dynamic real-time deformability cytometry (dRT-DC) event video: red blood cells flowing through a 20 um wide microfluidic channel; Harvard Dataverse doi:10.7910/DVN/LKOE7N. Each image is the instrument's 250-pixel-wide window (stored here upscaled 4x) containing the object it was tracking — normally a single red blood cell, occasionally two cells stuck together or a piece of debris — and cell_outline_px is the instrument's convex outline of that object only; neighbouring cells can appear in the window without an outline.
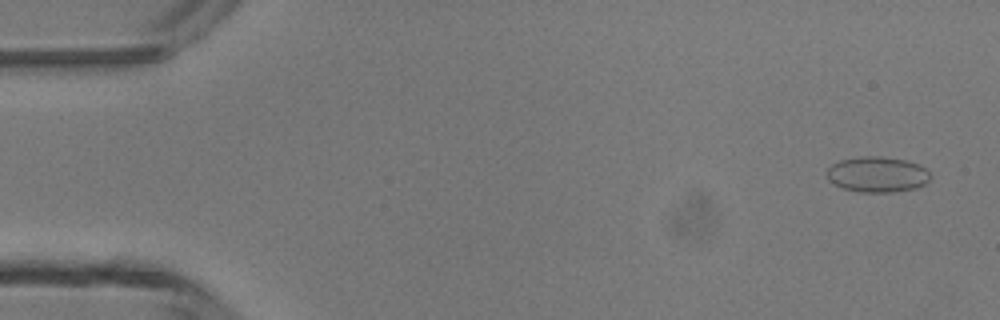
{"species": "common noctule bat (a hibernating species)", "species_latin": "Nyctalus noctula", "temperature_condition": "room temperature", "stored_images_in_passage": 4, "camera_frame_rate_fps": 3000, "um_per_image_px": 0.085, "animal": {"sex": "male", "body_mass_g": 13.3}, "frame": {"image": 1, "passage_image": 1, "time_ms": 0.0, "image_size_px": [1000, 320], "cell_outline_px": [[928, 180], [924, 184], [916, 188], [892, 192], [860, 192], [844, 188], [828, 180], [828, 168], [832, 164], [840, 160], [864, 156], [880, 156], [904, 160], [920, 164], [928, 172]], "centroid_in_image_um": [74.57, 14.82], "position_along_channel_um": 10.4, "area_um2": 21.15}}
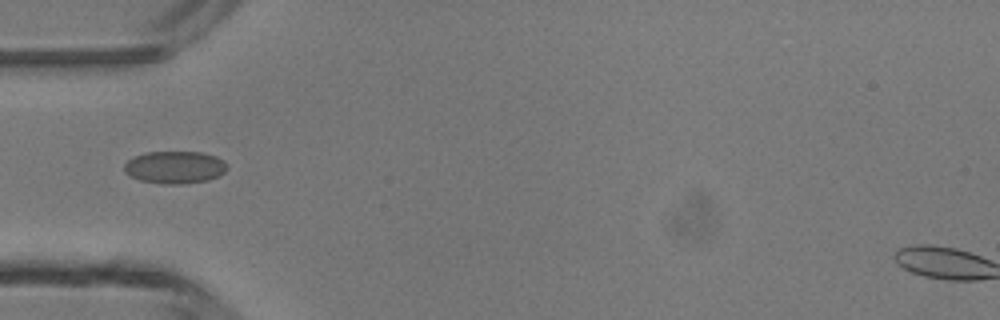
{"frame": {"image": 2, "passage_image": 4, "time_ms": 4.333, "image_size_px": [1000, 320], "cell_outline_px": [[228, 168], [224, 172], [208, 180], [184, 184], [160, 184], [140, 180], [124, 172], [124, 164], [132, 156], [144, 152], [200, 152], [216, 156]], "centroid_in_image_um": [14.8, 14.22], "position_along_channel_um": 70.2, "area_um2": 19.42}}